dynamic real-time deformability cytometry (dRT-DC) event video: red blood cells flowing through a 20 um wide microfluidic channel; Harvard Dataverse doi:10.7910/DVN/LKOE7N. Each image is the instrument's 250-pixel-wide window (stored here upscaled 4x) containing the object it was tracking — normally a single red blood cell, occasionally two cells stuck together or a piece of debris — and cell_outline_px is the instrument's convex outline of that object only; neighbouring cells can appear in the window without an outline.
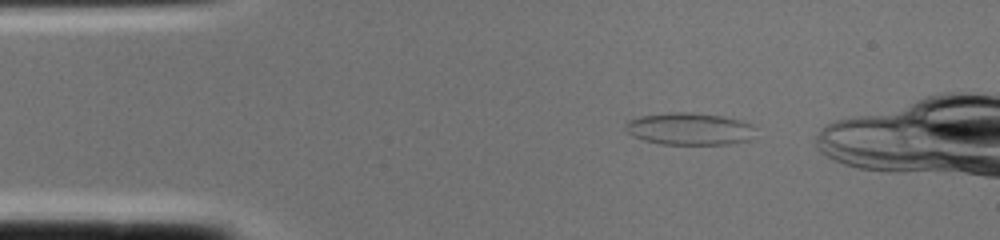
{"species": "common noctule bat (a hibernating species)", "species_latin": "Nyctalus noctula", "temperature_condition": "cold", "stored_images_in_passage": 2, "camera_frame_rate_fps": 3000, "um_per_image_px": 0.085, "animal": {"sex": "female", "body_mass_g": 22.0, "forearm_length_mm": 56.7}, "frame": {"image": 1, "passage_image": 2, "time_ms": 0.333, "image_size_px": [1000, 240], "cell_outline_px": [[752, 140], [728, 144], [660, 144], [644, 140], [632, 136], [624, 132], [624, 124], [628, 120], [640, 116], [668, 112], [688, 112], [724, 116], [740, 120], [752, 124]], "centroid_in_image_um": [58.54, 10.95], "position_along_channel_um": 26.5, "area_um2": 24.62}}